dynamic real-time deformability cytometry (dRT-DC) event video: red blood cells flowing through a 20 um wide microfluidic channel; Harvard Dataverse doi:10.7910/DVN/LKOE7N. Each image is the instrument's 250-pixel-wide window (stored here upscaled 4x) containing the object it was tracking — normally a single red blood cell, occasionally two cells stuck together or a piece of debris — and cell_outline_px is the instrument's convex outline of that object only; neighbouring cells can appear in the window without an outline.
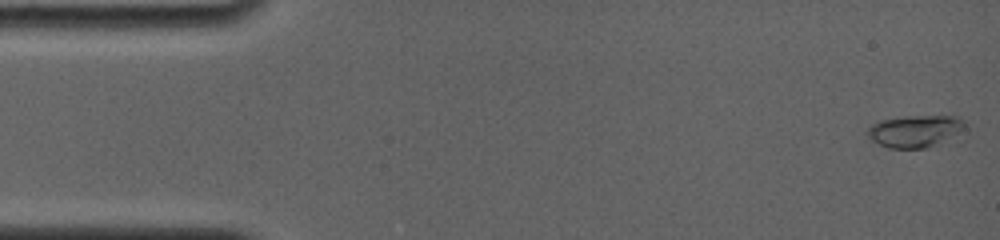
{"species": "common noctule bat (a hibernating species)", "species_latin": "Nyctalus noctula", "temperature_condition": "room temperature", "stored_images_in_passage": 39, "camera_frame_rate_fps": 4000, "um_per_image_px": 0.085, "animal": {"sex": "female", "body_mass_g": 19.0, "forearm_length_mm": 56.7}, "frame": {"image": 1, "passage_image": 1, "time_ms": 0.0, "image_size_px": [1000, 240], "cell_outline_px": [[968, 128], [924, 148], [888, 148], [872, 140], [864, 132], [876, 120], [904, 116], [960, 116], [968, 124]], "centroid_in_image_um": [77.74, 11.11], "position_along_channel_um": 7.3, "area_um2": 18.21}}
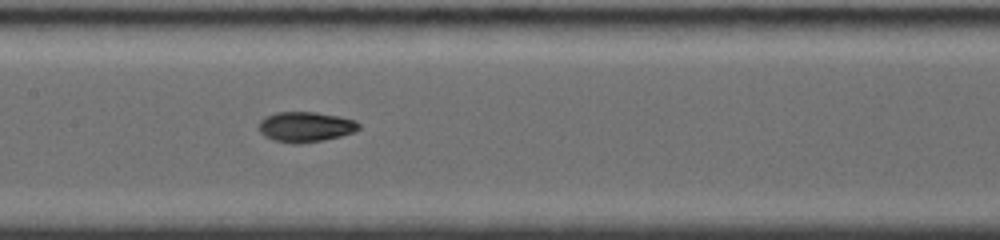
{"frame": {"image": 2, "passage_image": 18, "time_ms": 7.75, "image_size_px": [1000, 240], "cell_outline_px": [[360, 128], [352, 132], [340, 136], [300, 144], [292, 144], [272, 140], [264, 136], [260, 132], [260, 120], [264, 116], [276, 112], [316, 112], [356, 120], [360, 124]], "centroid_in_image_um": [25.93, 10.78], "position_along_channel_um": 181.5, "area_um2": 17.57}}
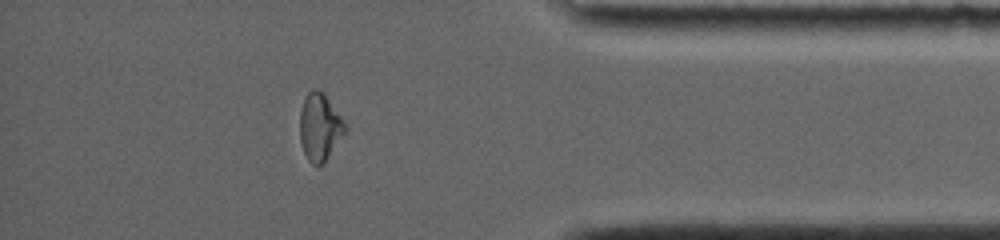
{"frame": {"image": 3, "passage_image": 34, "time_ms": 14.0, "image_size_px": [1000, 240], "cell_outline_px": [[344, 132], [324, 164], [312, 164], [308, 160], [304, 152], [300, 140], [300, 112], [304, 100], [308, 92], [312, 88], [316, 88], [324, 92], [344, 120]], "centroid_in_image_um": [27.16, 10.77], "position_along_channel_um": 408.0, "area_um2": 17.51}, "authors_computed_cell_mechanics": {"area_um2": 17.2244, "velocity_mm_per_s": 3.8567, "shape_relaxation_time_tau1_ms": 10.1113, "shape_relaxation_time_tau2_ms": 1.9013, "deformation_change_tau1": 0.2957, "deformation_change_tau2": 0.0441}}